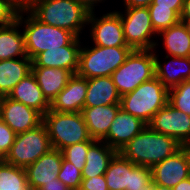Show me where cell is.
<instances>
[{"label": "cell", "mask_w": 190, "mask_h": 190, "mask_svg": "<svg viewBox=\"0 0 190 190\" xmlns=\"http://www.w3.org/2000/svg\"><path fill=\"white\" fill-rule=\"evenodd\" d=\"M25 8L40 22L68 30L76 37L90 14L77 0H31Z\"/></svg>", "instance_id": "6da1fadb"}, {"label": "cell", "mask_w": 190, "mask_h": 190, "mask_svg": "<svg viewBox=\"0 0 190 190\" xmlns=\"http://www.w3.org/2000/svg\"><path fill=\"white\" fill-rule=\"evenodd\" d=\"M20 23L0 27V60L27 57L24 33L19 31ZM18 29V30H17Z\"/></svg>", "instance_id": "d4e9b609"}, {"label": "cell", "mask_w": 190, "mask_h": 190, "mask_svg": "<svg viewBox=\"0 0 190 190\" xmlns=\"http://www.w3.org/2000/svg\"><path fill=\"white\" fill-rule=\"evenodd\" d=\"M9 98L34 108L42 115L50 110V103L43 96L32 72L23 78L9 93Z\"/></svg>", "instance_id": "ffe728a7"}, {"label": "cell", "mask_w": 190, "mask_h": 190, "mask_svg": "<svg viewBox=\"0 0 190 190\" xmlns=\"http://www.w3.org/2000/svg\"><path fill=\"white\" fill-rule=\"evenodd\" d=\"M180 20L184 24V26H185V28L187 30V33L190 36V19H180Z\"/></svg>", "instance_id": "ee69618b"}, {"label": "cell", "mask_w": 190, "mask_h": 190, "mask_svg": "<svg viewBox=\"0 0 190 190\" xmlns=\"http://www.w3.org/2000/svg\"><path fill=\"white\" fill-rule=\"evenodd\" d=\"M16 134L37 128L43 123V115L21 102L4 96L1 104V117Z\"/></svg>", "instance_id": "4fadbf2b"}, {"label": "cell", "mask_w": 190, "mask_h": 190, "mask_svg": "<svg viewBox=\"0 0 190 190\" xmlns=\"http://www.w3.org/2000/svg\"><path fill=\"white\" fill-rule=\"evenodd\" d=\"M77 1L81 5H83L89 12H93L95 10L94 6H97L96 4L101 3L103 0H77Z\"/></svg>", "instance_id": "ab89813d"}, {"label": "cell", "mask_w": 190, "mask_h": 190, "mask_svg": "<svg viewBox=\"0 0 190 190\" xmlns=\"http://www.w3.org/2000/svg\"><path fill=\"white\" fill-rule=\"evenodd\" d=\"M132 51L133 49L129 46L81 47L76 74L86 79L111 76L126 61Z\"/></svg>", "instance_id": "8992f818"}, {"label": "cell", "mask_w": 190, "mask_h": 190, "mask_svg": "<svg viewBox=\"0 0 190 190\" xmlns=\"http://www.w3.org/2000/svg\"><path fill=\"white\" fill-rule=\"evenodd\" d=\"M125 8L148 7L153 0H123Z\"/></svg>", "instance_id": "f35d334b"}, {"label": "cell", "mask_w": 190, "mask_h": 190, "mask_svg": "<svg viewBox=\"0 0 190 190\" xmlns=\"http://www.w3.org/2000/svg\"><path fill=\"white\" fill-rule=\"evenodd\" d=\"M146 190H153V183Z\"/></svg>", "instance_id": "7dc6e473"}, {"label": "cell", "mask_w": 190, "mask_h": 190, "mask_svg": "<svg viewBox=\"0 0 190 190\" xmlns=\"http://www.w3.org/2000/svg\"><path fill=\"white\" fill-rule=\"evenodd\" d=\"M155 71V52L153 49L133 50L126 61L111 74V78L122 96L156 77Z\"/></svg>", "instance_id": "52a82bcc"}, {"label": "cell", "mask_w": 190, "mask_h": 190, "mask_svg": "<svg viewBox=\"0 0 190 190\" xmlns=\"http://www.w3.org/2000/svg\"><path fill=\"white\" fill-rule=\"evenodd\" d=\"M151 184V169L149 167L134 164L131 167L130 188H126V190H146Z\"/></svg>", "instance_id": "d6a6232c"}, {"label": "cell", "mask_w": 190, "mask_h": 190, "mask_svg": "<svg viewBox=\"0 0 190 190\" xmlns=\"http://www.w3.org/2000/svg\"><path fill=\"white\" fill-rule=\"evenodd\" d=\"M32 60L27 57L0 60V95L8 96L13 88L31 73Z\"/></svg>", "instance_id": "603a6c76"}, {"label": "cell", "mask_w": 190, "mask_h": 190, "mask_svg": "<svg viewBox=\"0 0 190 190\" xmlns=\"http://www.w3.org/2000/svg\"><path fill=\"white\" fill-rule=\"evenodd\" d=\"M79 190H109L104 175L83 178Z\"/></svg>", "instance_id": "d590c367"}, {"label": "cell", "mask_w": 190, "mask_h": 190, "mask_svg": "<svg viewBox=\"0 0 190 190\" xmlns=\"http://www.w3.org/2000/svg\"><path fill=\"white\" fill-rule=\"evenodd\" d=\"M182 147L175 138L156 132L147 125L119 153L135 165L151 169Z\"/></svg>", "instance_id": "7a4b0ae2"}, {"label": "cell", "mask_w": 190, "mask_h": 190, "mask_svg": "<svg viewBox=\"0 0 190 190\" xmlns=\"http://www.w3.org/2000/svg\"><path fill=\"white\" fill-rule=\"evenodd\" d=\"M80 44V38L77 37L70 45L63 46L61 49L43 51L32 59L31 67L62 68L69 70L72 74H76L81 48Z\"/></svg>", "instance_id": "9a60e30c"}, {"label": "cell", "mask_w": 190, "mask_h": 190, "mask_svg": "<svg viewBox=\"0 0 190 190\" xmlns=\"http://www.w3.org/2000/svg\"><path fill=\"white\" fill-rule=\"evenodd\" d=\"M52 149L45 125L16 134L14 144L6 154L4 161L8 164L26 169L42 155Z\"/></svg>", "instance_id": "ba28073f"}, {"label": "cell", "mask_w": 190, "mask_h": 190, "mask_svg": "<svg viewBox=\"0 0 190 190\" xmlns=\"http://www.w3.org/2000/svg\"><path fill=\"white\" fill-rule=\"evenodd\" d=\"M58 179L70 188V190H79L83 179L82 171L63 158L61 169L58 172Z\"/></svg>", "instance_id": "1f68e13d"}, {"label": "cell", "mask_w": 190, "mask_h": 190, "mask_svg": "<svg viewBox=\"0 0 190 190\" xmlns=\"http://www.w3.org/2000/svg\"><path fill=\"white\" fill-rule=\"evenodd\" d=\"M173 190H190V177L179 182L173 187Z\"/></svg>", "instance_id": "b9f144b4"}, {"label": "cell", "mask_w": 190, "mask_h": 190, "mask_svg": "<svg viewBox=\"0 0 190 190\" xmlns=\"http://www.w3.org/2000/svg\"><path fill=\"white\" fill-rule=\"evenodd\" d=\"M117 152L102 140H95L88 149L82 178L104 175L110 160Z\"/></svg>", "instance_id": "cb8c5ba5"}, {"label": "cell", "mask_w": 190, "mask_h": 190, "mask_svg": "<svg viewBox=\"0 0 190 190\" xmlns=\"http://www.w3.org/2000/svg\"><path fill=\"white\" fill-rule=\"evenodd\" d=\"M3 97L4 96L0 95V117H1V104H2Z\"/></svg>", "instance_id": "bcb514c9"}, {"label": "cell", "mask_w": 190, "mask_h": 190, "mask_svg": "<svg viewBox=\"0 0 190 190\" xmlns=\"http://www.w3.org/2000/svg\"><path fill=\"white\" fill-rule=\"evenodd\" d=\"M147 126L140 118L135 117L120 108L110 125L108 134L102 139L109 147L120 152Z\"/></svg>", "instance_id": "5bb4252c"}, {"label": "cell", "mask_w": 190, "mask_h": 190, "mask_svg": "<svg viewBox=\"0 0 190 190\" xmlns=\"http://www.w3.org/2000/svg\"><path fill=\"white\" fill-rule=\"evenodd\" d=\"M31 72L49 103L66 87L73 75L69 70L53 67H31Z\"/></svg>", "instance_id": "44dd1931"}, {"label": "cell", "mask_w": 190, "mask_h": 190, "mask_svg": "<svg viewBox=\"0 0 190 190\" xmlns=\"http://www.w3.org/2000/svg\"><path fill=\"white\" fill-rule=\"evenodd\" d=\"M121 105H102L83 108L81 114L92 139L102 140L109 131Z\"/></svg>", "instance_id": "ac0fdd59"}, {"label": "cell", "mask_w": 190, "mask_h": 190, "mask_svg": "<svg viewBox=\"0 0 190 190\" xmlns=\"http://www.w3.org/2000/svg\"><path fill=\"white\" fill-rule=\"evenodd\" d=\"M21 7L16 0H0V27L12 24Z\"/></svg>", "instance_id": "836d02e7"}, {"label": "cell", "mask_w": 190, "mask_h": 190, "mask_svg": "<svg viewBox=\"0 0 190 190\" xmlns=\"http://www.w3.org/2000/svg\"><path fill=\"white\" fill-rule=\"evenodd\" d=\"M153 190H173V188L153 183Z\"/></svg>", "instance_id": "7bdbcfd3"}, {"label": "cell", "mask_w": 190, "mask_h": 190, "mask_svg": "<svg viewBox=\"0 0 190 190\" xmlns=\"http://www.w3.org/2000/svg\"><path fill=\"white\" fill-rule=\"evenodd\" d=\"M180 19H190V0H184Z\"/></svg>", "instance_id": "60d3db41"}, {"label": "cell", "mask_w": 190, "mask_h": 190, "mask_svg": "<svg viewBox=\"0 0 190 190\" xmlns=\"http://www.w3.org/2000/svg\"><path fill=\"white\" fill-rule=\"evenodd\" d=\"M0 190H31L26 170L0 161Z\"/></svg>", "instance_id": "83f0119b"}, {"label": "cell", "mask_w": 190, "mask_h": 190, "mask_svg": "<svg viewBox=\"0 0 190 190\" xmlns=\"http://www.w3.org/2000/svg\"><path fill=\"white\" fill-rule=\"evenodd\" d=\"M90 12L88 25L91 24V37L93 44L101 47L128 46L124 39L123 25L120 18V11H113L103 14L98 19Z\"/></svg>", "instance_id": "7c38bea8"}, {"label": "cell", "mask_w": 190, "mask_h": 190, "mask_svg": "<svg viewBox=\"0 0 190 190\" xmlns=\"http://www.w3.org/2000/svg\"><path fill=\"white\" fill-rule=\"evenodd\" d=\"M152 130L175 138L182 146L190 145V115L169 102L147 124Z\"/></svg>", "instance_id": "30bf717a"}, {"label": "cell", "mask_w": 190, "mask_h": 190, "mask_svg": "<svg viewBox=\"0 0 190 190\" xmlns=\"http://www.w3.org/2000/svg\"><path fill=\"white\" fill-rule=\"evenodd\" d=\"M38 190H70V188L57 178L49 183H44Z\"/></svg>", "instance_id": "74e56055"}, {"label": "cell", "mask_w": 190, "mask_h": 190, "mask_svg": "<svg viewBox=\"0 0 190 190\" xmlns=\"http://www.w3.org/2000/svg\"><path fill=\"white\" fill-rule=\"evenodd\" d=\"M158 34L164 40L163 45L168 53L166 58L190 57V36L181 21Z\"/></svg>", "instance_id": "484cf974"}, {"label": "cell", "mask_w": 190, "mask_h": 190, "mask_svg": "<svg viewBox=\"0 0 190 190\" xmlns=\"http://www.w3.org/2000/svg\"><path fill=\"white\" fill-rule=\"evenodd\" d=\"M134 165L119 152L110 160L104 174L109 190H126L130 188L131 167Z\"/></svg>", "instance_id": "4316f807"}, {"label": "cell", "mask_w": 190, "mask_h": 190, "mask_svg": "<svg viewBox=\"0 0 190 190\" xmlns=\"http://www.w3.org/2000/svg\"><path fill=\"white\" fill-rule=\"evenodd\" d=\"M23 13H28L26 20ZM23 29L27 56L32 60L48 49H61L70 45L77 37L68 30L40 22L25 7H21L17 19Z\"/></svg>", "instance_id": "3957f363"}, {"label": "cell", "mask_w": 190, "mask_h": 190, "mask_svg": "<svg viewBox=\"0 0 190 190\" xmlns=\"http://www.w3.org/2000/svg\"><path fill=\"white\" fill-rule=\"evenodd\" d=\"M121 95L111 76L87 79L84 108L102 105H120Z\"/></svg>", "instance_id": "d6986e66"}, {"label": "cell", "mask_w": 190, "mask_h": 190, "mask_svg": "<svg viewBox=\"0 0 190 190\" xmlns=\"http://www.w3.org/2000/svg\"><path fill=\"white\" fill-rule=\"evenodd\" d=\"M87 94V79L73 74L66 87L52 100L50 110L57 112H81Z\"/></svg>", "instance_id": "e0dca14e"}, {"label": "cell", "mask_w": 190, "mask_h": 190, "mask_svg": "<svg viewBox=\"0 0 190 190\" xmlns=\"http://www.w3.org/2000/svg\"><path fill=\"white\" fill-rule=\"evenodd\" d=\"M152 183L173 188L190 177V150L183 146L174 155L151 168Z\"/></svg>", "instance_id": "8fae6325"}, {"label": "cell", "mask_w": 190, "mask_h": 190, "mask_svg": "<svg viewBox=\"0 0 190 190\" xmlns=\"http://www.w3.org/2000/svg\"><path fill=\"white\" fill-rule=\"evenodd\" d=\"M62 162V151L52 148L36 162L30 164L25 170L31 190H38L44 183L57 179Z\"/></svg>", "instance_id": "2e32d148"}, {"label": "cell", "mask_w": 190, "mask_h": 190, "mask_svg": "<svg viewBox=\"0 0 190 190\" xmlns=\"http://www.w3.org/2000/svg\"><path fill=\"white\" fill-rule=\"evenodd\" d=\"M93 142L94 141H84L63 148L61 150L63 158L66 161L74 164L76 168L82 171L86 162V156L88 153L89 146Z\"/></svg>", "instance_id": "4dcf8cb0"}, {"label": "cell", "mask_w": 190, "mask_h": 190, "mask_svg": "<svg viewBox=\"0 0 190 190\" xmlns=\"http://www.w3.org/2000/svg\"><path fill=\"white\" fill-rule=\"evenodd\" d=\"M152 26L158 33L180 22V16L171 8L148 6Z\"/></svg>", "instance_id": "f1b7e54d"}, {"label": "cell", "mask_w": 190, "mask_h": 190, "mask_svg": "<svg viewBox=\"0 0 190 190\" xmlns=\"http://www.w3.org/2000/svg\"><path fill=\"white\" fill-rule=\"evenodd\" d=\"M184 0H153L150 5H157V7L171 8L179 16L183 9Z\"/></svg>", "instance_id": "8d00e7d4"}, {"label": "cell", "mask_w": 190, "mask_h": 190, "mask_svg": "<svg viewBox=\"0 0 190 190\" xmlns=\"http://www.w3.org/2000/svg\"><path fill=\"white\" fill-rule=\"evenodd\" d=\"M22 7H25L31 0H16Z\"/></svg>", "instance_id": "f6af8a7d"}, {"label": "cell", "mask_w": 190, "mask_h": 190, "mask_svg": "<svg viewBox=\"0 0 190 190\" xmlns=\"http://www.w3.org/2000/svg\"><path fill=\"white\" fill-rule=\"evenodd\" d=\"M52 148H63L84 141H95L89 135L81 112H57L49 110L43 115Z\"/></svg>", "instance_id": "5b68a950"}, {"label": "cell", "mask_w": 190, "mask_h": 190, "mask_svg": "<svg viewBox=\"0 0 190 190\" xmlns=\"http://www.w3.org/2000/svg\"><path fill=\"white\" fill-rule=\"evenodd\" d=\"M168 100L169 90L157 77H154L140 84L132 92L122 95L120 105L125 112L148 124Z\"/></svg>", "instance_id": "277c9868"}, {"label": "cell", "mask_w": 190, "mask_h": 190, "mask_svg": "<svg viewBox=\"0 0 190 190\" xmlns=\"http://www.w3.org/2000/svg\"><path fill=\"white\" fill-rule=\"evenodd\" d=\"M160 62L155 53L156 77L168 90L190 80V57L171 56L170 61L164 62V65Z\"/></svg>", "instance_id": "7402d4cb"}, {"label": "cell", "mask_w": 190, "mask_h": 190, "mask_svg": "<svg viewBox=\"0 0 190 190\" xmlns=\"http://www.w3.org/2000/svg\"><path fill=\"white\" fill-rule=\"evenodd\" d=\"M120 12L126 44L133 50H151L158 46L152 36L157 34L152 26L148 7L125 8Z\"/></svg>", "instance_id": "9c48e42d"}, {"label": "cell", "mask_w": 190, "mask_h": 190, "mask_svg": "<svg viewBox=\"0 0 190 190\" xmlns=\"http://www.w3.org/2000/svg\"><path fill=\"white\" fill-rule=\"evenodd\" d=\"M16 133L0 119V161H4L6 154L14 144Z\"/></svg>", "instance_id": "e575fe53"}, {"label": "cell", "mask_w": 190, "mask_h": 190, "mask_svg": "<svg viewBox=\"0 0 190 190\" xmlns=\"http://www.w3.org/2000/svg\"><path fill=\"white\" fill-rule=\"evenodd\" d=\"M168 102L176 109L190 115V80L169 89Z\"/></svg>", "instance_id": "f546056e"}]
</instances>
